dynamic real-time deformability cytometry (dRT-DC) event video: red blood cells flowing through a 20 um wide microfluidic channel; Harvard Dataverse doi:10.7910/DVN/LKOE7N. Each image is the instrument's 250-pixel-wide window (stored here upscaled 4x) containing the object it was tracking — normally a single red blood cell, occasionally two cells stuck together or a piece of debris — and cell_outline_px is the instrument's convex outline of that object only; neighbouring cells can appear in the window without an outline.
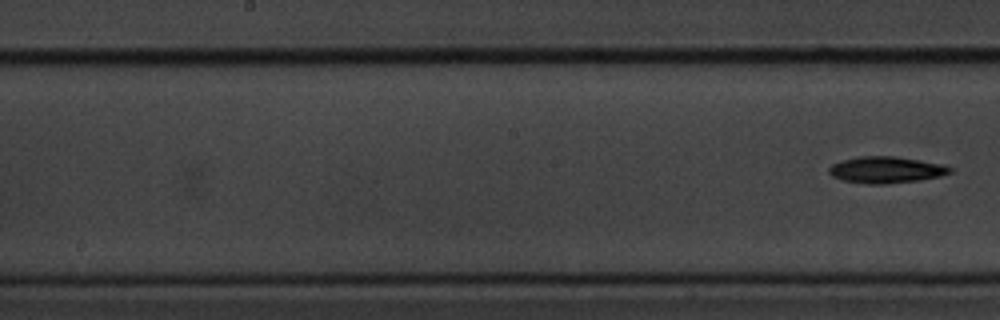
{"species": "common noctule bat (a hibernating species)", "species_latin": "Nyctalus noctula", "temperature_condition": "cold", "stored_images_in_passage": 8, "segment_of_instrument_passage": [2, 2], "camera_frame_rate_fps": 3000, "um_per_image_px": 0.085, "animal": {"sex": "male", "body_mass_g": 20.1, "forearm_length_mm": 53.5}, "frame": {"image": 1, "passage_image": 8, "time_ms": 2.333, "image_size_px": [1000, 320], "cell_outline_px": [[952, 172], [940, 176], [920, 180], [884, 184], [868, 184], [844, 180], [832, 176], [828, 172], [828, 168], [832, 164], [844, 160], [860, 156], [896, 156], [944, 164], [952, 168]], "centroid_in_image_um": [75.34, 14.43], "position_along_channel_um": 172.9, "area_um2": 18.67}}